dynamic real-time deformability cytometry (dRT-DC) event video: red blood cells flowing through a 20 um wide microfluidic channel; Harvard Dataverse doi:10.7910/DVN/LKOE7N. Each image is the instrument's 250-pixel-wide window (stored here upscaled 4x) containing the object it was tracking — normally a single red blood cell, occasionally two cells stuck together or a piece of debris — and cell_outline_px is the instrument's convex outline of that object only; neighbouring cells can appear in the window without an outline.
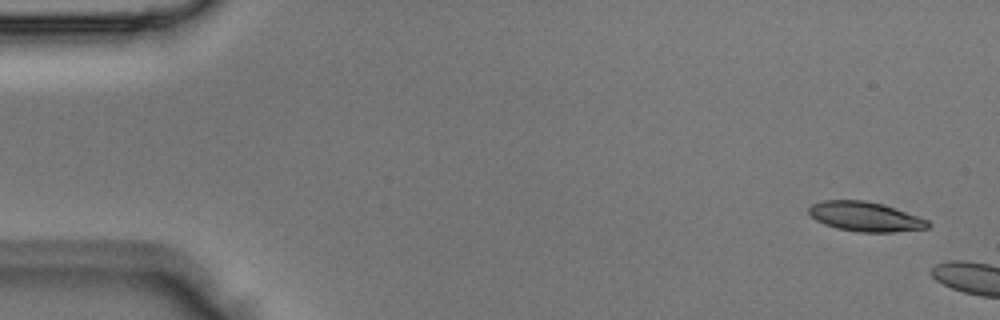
{"species": "Egyptian fruit bat (a non-hibernating species)", "species_latin": "Rousettus aegyptiacus", "temperature_condition": "room temperature", "stored_images_in_passage": 2, "camera_frame_rate_fps": 3000, "um_per_image_px": 0.085, "animal": {"sex": "male"}, "frame": {"image": 1, "passage_image": 1, "time_ms": 0.0, "image_size_px": [1000, 320], "cell_outline_px": [[932, 224], [928, 228], [892, 232], [856, 232], [836, 228], [824, 224], [816, 220], [808, 212], [808, 208], [812, 204], [824, 200], [864, 200], [884, 204], [928, 220]], "centroid_in_image_um": [73.54, 18.41], "position_along_channel_um": 11.5, "area_um2": 20.58}}